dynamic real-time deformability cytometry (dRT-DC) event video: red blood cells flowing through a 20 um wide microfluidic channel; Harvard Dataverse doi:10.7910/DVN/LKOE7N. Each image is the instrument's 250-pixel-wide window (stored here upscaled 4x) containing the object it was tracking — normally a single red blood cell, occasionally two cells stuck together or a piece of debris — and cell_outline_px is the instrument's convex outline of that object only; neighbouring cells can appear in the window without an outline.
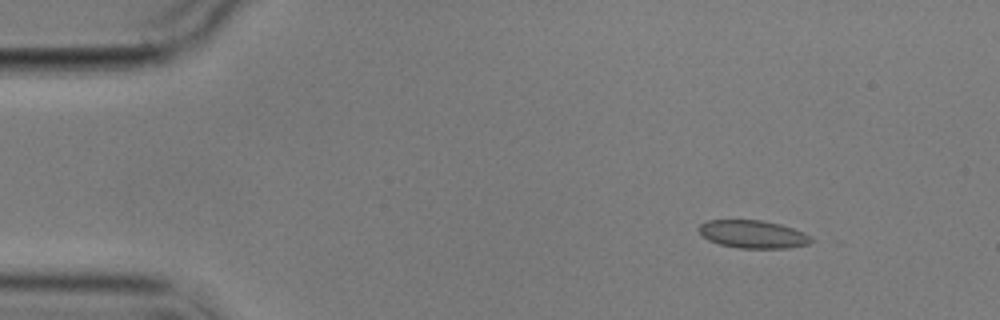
{"species": "common noctule bat (a hibernating species)", "species_latin": "Nyctalus noctula", "temperature_condition": "cold", "stored_images_in_passage": 5, "camera_frame_rate_fps": 3000, "um_per_image_px": 0.085, "animal": {"sex": "male", "body_mass_g": 17.9}, "frame": {"image": 1, "passage_image": 1, "time_ms": 0.0, "image_size_px": [1000, 320], "cell_outline_px": [[812, 240], [808, 244], [788, 248], [740, 248], [720, 244], [708, 240], [696, 228], [700, 224], [708, 220], [760, 220], [780, 224], [804, 232]], "centroid_in_image_um": [63.97, 19.9], "position_along_channel_um": 21.0, "area_um2": 18.09}}
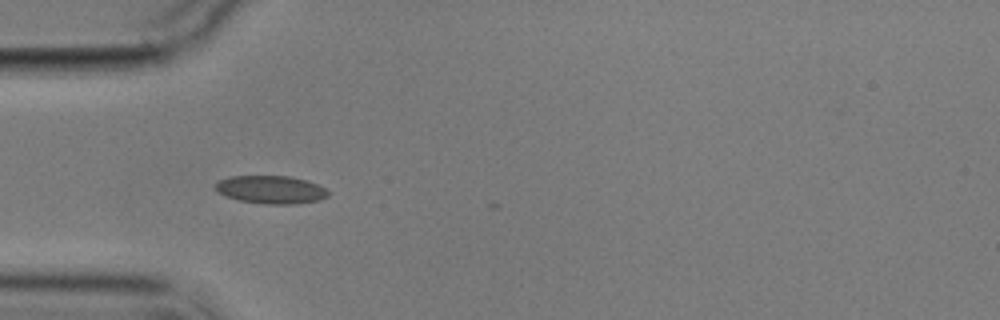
{"frame": {"image": 2, "passage_image": 4, "time_ms": 3.333, "image_size_px": [1000, 320], "cell_outline_px": [[328, 196], [320, 200], [296, 204], [264, 204], [240, 200], [224, 196], [216, 188], [216, 184], [220, 180], [232, 176], [288, 176], [308, 180], [324, 188], [328, 192]], "centroid_in_image_um": [23.06, 16.12], "position_along_channel_um": 61.9, "area_um2": 18.26}}